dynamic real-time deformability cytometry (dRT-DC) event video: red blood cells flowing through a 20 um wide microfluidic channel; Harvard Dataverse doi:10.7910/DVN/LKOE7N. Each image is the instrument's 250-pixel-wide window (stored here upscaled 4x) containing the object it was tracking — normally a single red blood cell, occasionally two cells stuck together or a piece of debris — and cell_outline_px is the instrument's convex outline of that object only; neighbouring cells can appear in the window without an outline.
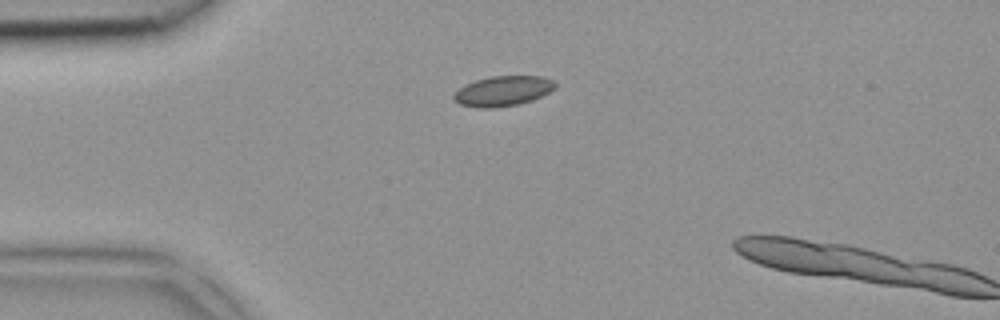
{"species": "common noctule bat (a hibernating species)", "species_latin": "Nyctalus noctula", "temperature_condition": "room temperature", "stored_images_in_passage": 2, "camera_frame_rate_fps": 3000, "um_per_image_px": 0.085, "animal": {"sex": "female", "body_mass_g": 18.4}, "frame": {"image": 1, "passage_image": 1, "time_ms": 0.0, "image_size_px": [1000, 320], "cell_outline_px": [[556, 88], [532, 100], [516, 104], [492, 108], [480, 108], [460, 104], [452, 96], [464, 84], [476, 80], [492, 76], [544, 76], [552, 80], [556, 84]], "centroid_in_image_um": [42.75, 7.72], "position_along_channel_um": 42.2, "area_um2": 17.57}}